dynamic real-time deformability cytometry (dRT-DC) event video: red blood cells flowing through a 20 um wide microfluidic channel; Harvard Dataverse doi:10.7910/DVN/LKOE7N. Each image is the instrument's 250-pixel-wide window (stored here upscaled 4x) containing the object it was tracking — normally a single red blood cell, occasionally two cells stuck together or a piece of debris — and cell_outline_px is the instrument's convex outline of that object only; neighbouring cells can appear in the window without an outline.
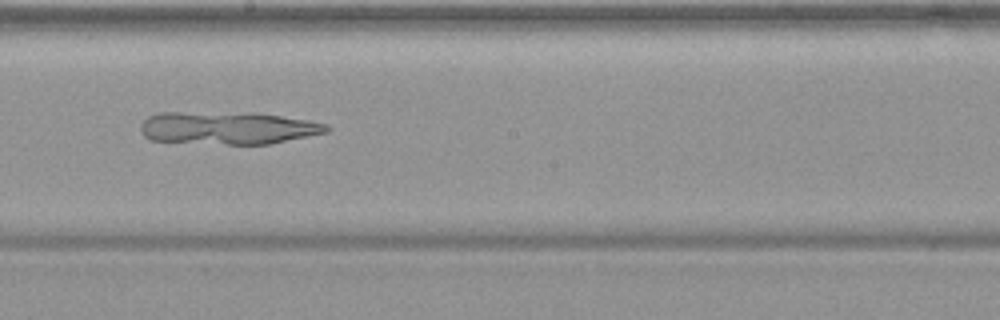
{"species": "common noctule bat (a hibernating species)", "species_latin": "Nyctalus noctula", "temperature_condition": "warm", "stored_images_in_passage": 54, "camera_frame_rate_fps": 3000, "um_per_image_px": 0.085, "animal": {"sex": "female", "body_mass_g": 19.9}, "frame": {"image": 1, "passage_image": 31, "time_ms": 10.0, "image_size_px": [1000, 320], "cell_outline_px": [[332, 128], [328, 132], [268, 144], [228, 144], [152, 140], [144, 136], [140, 132], [140, 124], [148, 116], [160, 112], [256, 112], [308, 120], [328, 124]], "centroid_in_image_um": [19.38, 10.85], "position_along_channel_um": 228.8, "area_um2": 35.66}}